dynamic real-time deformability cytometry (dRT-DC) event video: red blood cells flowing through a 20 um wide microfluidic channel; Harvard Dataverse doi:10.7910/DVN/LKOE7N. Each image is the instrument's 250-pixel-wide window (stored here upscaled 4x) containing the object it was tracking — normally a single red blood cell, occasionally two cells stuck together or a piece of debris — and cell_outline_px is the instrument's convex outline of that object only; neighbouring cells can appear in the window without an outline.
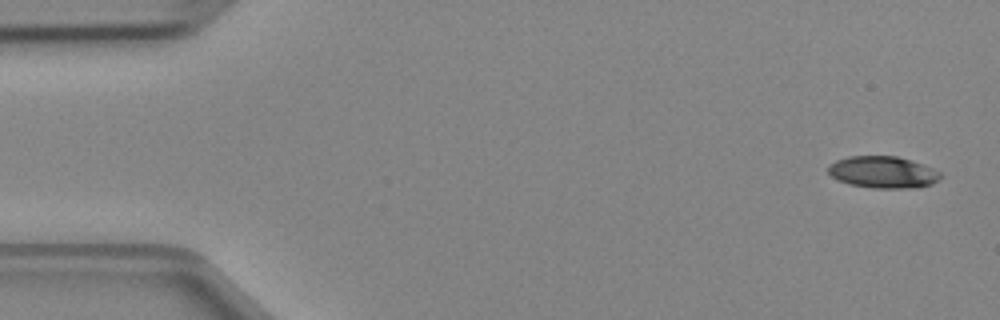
{"species": "Egyptian fruit bat (a non-hibernating species)", "species_latin": "Rousettus aegyptiacus", "temperature_condition": "cold", "stored_images_in_passage": 4, "camera_frame_rate_fps": 3000, "um_per_image_px": 0.085, "animal": {"sex": "female"}, "frame": {"image": 1, "passage_image": 1, "time_ms": 0.0, "image_size_px": [1000, 320], "cell_outline_px": [[940, 176], [932, 184], [916, 188], [872, 188], [848, 184], [832, 176], [828, 172], [828, 164], [836, 160], [848, 156], [896, 156], [932, 168], [940, 172]], "centroid_in_image_um": [75.0, 14.64], "position_along_channel_um": 10.0, "area_um2": 20.63}}
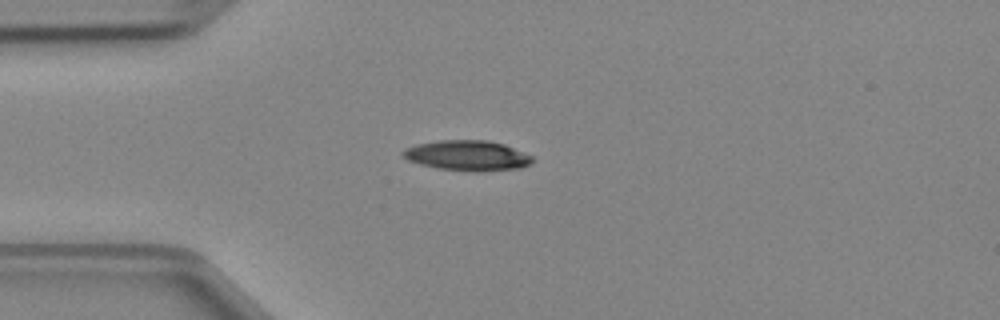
{"frame": {"image": 2, "passage_image": 4, "time_ms": 1.0, "image_size_px": [1000, 320], "cell_outline_px": [[532, 160], [528, 164], [520, 168], [480, 172], [440, 168], [420, 164], [408, 160], [400, 152], [404, 148], [416, 144], [440, 140], [488, 140], [504, 144], [532, 156]], "centroid_in_image_um": [39.7, 13.21], "position_along_channel_um": 45.3, "area_um2": 22.66}}